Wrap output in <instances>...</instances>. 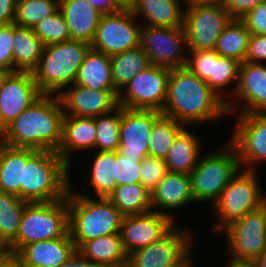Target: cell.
<instances>
[{
	"label": "cell",
	"mask_w": 266,
	"mask_h": 267,
	"mask_svg": "<svg viewBox=\"0 0 266 267\" xmlns=\"http://www.w3.org/2000/svg\"><path fill=\"white\" fill-rule=\"evenodd\" d=\"M152 210L147 213L123 216L120 236L126 254L146 247L164 236L173 226V214Z\"/></svg>",
	"instance_id": "17"
},
{
	"label": "cell",
	"mask_w": 266,
	"mask_h": 267,
	"mask_svg": "<svg viewBox=\"0 0 266 267\" xmlns=\"http://www.w3.org/2000/svg\"><path fill=\"white\" fill-rule=\"evenodd\" d=\"M93 7L103 13H113L119 11L122 7L115 0H87Z\"/></svg>",
	"instance_id": "49"
},
{
	"label": "cell",
	"mask_w": 266,
	"mask_h": 267,
	"mask_svg": "<svg viewBox=\"0 0 266 267\" xmlns=\"http://www.w3.org/2000/svg\"><path fill=\"white\" fill-rule=\"evenodd\" d=\"M13 23L0 25V72L13 73Z\"/></svg>",
	"instance_id": "43"
},
{
	"label": "cell",
	"mask_w": 266,
	"mask_h": 267,
	"mask_svg": "<svg viewBox=\"0 0 266 267\" xmlns=\"http://www.w3.org/2000/svg\"><path fill=\"white\" fill-rule=\"evenodd\" d=\"M17 0H0V25L15 22Z\"/></svg>",
	"instance_id": "47"
},
{
	"label": "cell",
	"mask_w": 266,
	"mask_h": 267,
	"mask_svg": "<svg viewBox=\"0 0 266 267\" xmlns=\"http://www.w3.org/2000/svg\"><path fill=\"white\" fill-rule=\"evenodd\" d=\"M70 167L55 152L37 150L23 164L21 199L27 203L51 202L67 197Z\"/></svg>",
	"instance_id": "4"
},
{
	"label": "cell",
	"mask_w": 266,
	"mask_h": 267,
	"mask_svg": "<svg viewBox=\"0 0 266 267\" xmlns=\"http://www.w3.org/2000/svg\"><path fill=\"white\" fill-rule=\"evenodd\" d=\"M196 135L184 128L164 158L168 172L190 174L197 165L201 144Z\"/></svg>",
	"instance_id": "28"
},
{
	"label": "cell",
	"mask_w": 266,
	"mask_h": 267,
	"mask_svg": "<svg viewBox=\"0 0 266 267\" xmlns=\"http://www.w3.org/2000/svg\"><path fill=\"white\" fill-rule=\"evenodd\" d=\"M8 146H10L8 141V129L0 119V152Z\"/></svg>",
	"instance_id": "50"
},
{
	"label": "cell",
	"mask_w": 266,
	"mask_h": 267,
	"mask_svg": "<svg viewBox=\"0 0 266 267\" xmlns=\"http://www.w3.org/2000/svg\"><path fill=\"white\" fill-rule=\"evenodd\" d=\"M186 126L173 118L161 115L153 124L149 143V155L164 159L177 135Z\"/></svg>",
	"instance_id": "37"
},
{
	"label": "cell",
	"mask_w": 266,
	"mask_h": 267,
	"mask_svg": "<svg viewBox=\"0 0 266 267\" xmlns=\"http://www.w3.org/2000/svg\"><path fill=\"white\" fill-rule=\"evenodd\" d=\"M99 267H132V265L130 264V262L128 260L118 263V264H111V265H103V266H99Z\"/></svg>",
	"instance_id": "55"
},
{
	"label": "cell",
	"mask_w": 266,
	"mask_h": 267,
	"mask_svg": "<svg viewBox=\"0 0 266 267\" xmlns=\"http://www.w3.org/2000/svg\"><path fill=\"white\" fill-rule=\"evenodd\" d=\"M110 60L113 84L118 93L135 75L151 65L148 55L141 46L114 54L110 56Z\"/></svg>",
	"instance_id": "31"
},
{
	"label": "cell",
	"mask_w": 266,
	"mask_h": 267,
	"mask_svg": "<svg viewBox=\"0 0 266 267\" xmlns=\"http://www.w3.org/2000/svg\"><path fill=\"white\" fill-rule=\"evenodd\" d=\"M189 55H192V57L191 59L189 57L187 58L185 67L201 80L205 81L216 95L226 103L228 114H233L234 111L237 112L234 103H230L231 101L225 99L221 91L222 88L225 89L224 87H228L229 83L231 84L233 81H237L235 90L233 91V95L235 94L241 63L235 59L220 56L215 49L190 51Z\"/></svg>",
	"instance_id": "15"
},
{
	"label": "cell",
	"mask_w": 266,
	"mask_h": 267,
	"mask_svg": "<svg viewBox=\"0 0 266 267\" xmlns=\"http://www.w3.org/2000/svg\"><path fill=\"white\" fill-rule=\"evenodd\" d=\"M243 169L238 171L213 203L219 220L213 227L214 231H223L226 226L247 212L264 205L265 196L259 186L256 171Z\"/></svg>",
	"instance_id": "8"
},
{
	"label": "cell",
	"mask_w": 266,
	"mask_h": 267,
	"mask_svg": "<svg viewBox=\"0 0 266 267\" xmlns=\"http://www.w3.org/2000/svg\"><path fill=\"white\" fill-rule=\"evenodd\" d=\"M0 267H26L15 255H10Z\"/></svg>",
	"instance_id": "52"
},
{
	"label": "cell",
	"mask_w": 266,
	"mask_h": 267,
	"mask_svg": "<svg viewBox=\"0 0 266 267\" xmlns=\"http://www.w3.org/2000/svg\"><path fill=\"white\" fill-rule=\"evenodd\" d=\"M251 32L239 19H233L222 31L217 40L215 51L220 55L244 62Z\"/></svg>",
	"instance_id": "34"
},
{
	"label": "cell",
	"mask_w": 266,
	"mask_h": 267,
	"mask_svg": "<svg viewBox=\"0 0 266 267\" xmlns=\"http://www.w3.org/2000/svg\"><path fill=\"white\" fill-rule=\"evenodd\" d=\"M135 20L129 8L104 13L91 48L112 56L140 46L142 27Z\"/></svg>",
	"instance_id": "13"
},
{
	"label": "cell",
	"mask_w": 266,
	"mask_h": 267,
	"mask_svg": "<svg viewBox=\"0 0 266 267\" xmlns=\"http://www.w3.org/2000/svg\"><path fill=\"white\" fill-rule=\"evenodd\" d=\"M252 34L266 35V1L240 19Z\"/></svg>",
	"instance_id": "44"
},
{
	"label": "cell",
	"mask_w": 266,
	"mask_h": 267,
	"mask_svg": "<svg viewBox=\"0 0 266 267\" xmlns=\"http://www.w3.org/2000/svg\"><path fill=\"white\" fill-rule=\"evenodd\" d=\"M33 31L44 45L71 40L68 26L60 9L36 24Z\"/></svg>",
	"instance_id": "40"
},
{
	"label": "cell",
	"mask_w": 266,
	"mask_h": 267,
	"mask_svg": "<svg viewBox=\"0 0 266 267\" xmlns=\"http://www.w3.org/2000/svg\"><path fill=\"white\" fill-rule=\"evenodd\" d=\"M236 97L246 102L239 114L266 112V66L261 63L242 62Z\"/></svg>",
	"instance_id": "22"
},
{
	"label": "cell",
	"mask_w": 266,
	"mask_h": 267,
	"mask_svg": "<svg viewBox=\"0 0 266 267\" xmlns=\"http://www.w3.org/2000/svg\"><path fill=\"white\" fill-rule=\"evenodd\" d=\"M116 90H92L73 84L59 95L65 116L96 118L118 107Z\"/></svg>",
	"instance_id": "20"
},
{
	"label": "cell",
	"mask_w": 266,
	"mask_h": 267,
	"mask_svg": "<svg viewBox=\"0 0 266 267\" xmlns=\"http://www.w3.org/2000/svg\"><path fill=\"white\" fill-rule=\"evenodd\" d=\"M232 250L229 263H253L266 250V206L247 212L224 229Z\"/></svg>",
	"instance_id": "10"
},
{
	"label": "cell",
	"mask_w": 266,
	"mask_h": 267,
	"mask_svg": "<svg viewBox=\"0 0 266 267\" xmlns=\"http://www.w3.org/2000/svg\"><path fill=\"white\" fill-rule=\"evenodd\" d=\"M121 107L95 118L97 138L95 148L98 151H117L120 145Z\"/></svg>",
	"instance_id": "39"
},
{
	"label": "cell",
	"mask_w": 266,
	"mask_h": 267,
	"mask_svg": "<svg viewBox=\"0 0 266 267\" xmlns=\"http://www.w3.org/2000/svg\"><path fill=\"white\" fill-rule=\"evenodd\" d=\"M264 205L266 206V196H265V199H264Z\"/></svg>",
	"instance_id": "58"
},
{
	"label": "cell",
	"mask_w": 266,
	"mask_h": 267,
	"mask_svg": "<svg viewBox=\"0 0 266 267\" xmlns=\"http://www.w3.org/2000/svg\"><path fill=\"white\" fill-rule=\"evenodd\" d=\"M64 116L58 95L42 94L7 127L9 145L57 152Z\"/></svg>",
	"instance_id": "2"
},
{
	"label": "cell",
	"mask_w": 266,
	"mask_h": 267,
	"mask_svg": "<svg viewBox=\"0 0 266 267\" xmlns=\"http://www.w3.org/2000/svg\"><path fill=\"white\" fill-rule=\"evenodd\" d=\"M96 138L95 118L64 116L62 141L56 153L71 166V154L95 149Z\"/></svg>",
	"instance_id": "24"
},
{
	"label": "cell",
	"mask_w": 266,
	"mask_h": 267,
	"mask_svg": "<svg viewBox=\"0 0 266 267\" xmlns=\"http://www.w3.org/2000/svg\"><path fill=\"white\" fill-rule=\"evenodd\" d=\"M67 201L68 228L76 250L91 239L120 233L123 215L108 198L96 200L70 187Z\"/></svg>",
	"instance_id": "3"
},
{
	"label": "cell",
	"mask_w": 266,
	"mask_h": 267,
	"mask_svg": "<svg viewBox=\"0 0 266 267\" xmlns=\"http://www.w3.org/2000/svg\"><path fill=\"white\" fill-rule=\"evenodd\" d=\"M186 6H198V5H220L223 0H185Z\"/></svg>",
	"instance_id": "51"
},
{
	"label": "cell",
	"mask_w": 266,
	"mask_h": 267,
	"mask_svg": "<svg viewBox=\"0 0 266 267\" xmlns=\"http://www.w3.org/2000/svg\"><path fill=\"white\" fill-rule=\"evenodd\" d=\"M68 228V201L26 203L16 239L9 245L11 255L24 246L63 237Z\"/></svg>",
	"instance_id": "6"
},
{
	"label": "cell",
	"mask_w": 266,
	"mask_h": 267,
	"mask_svg": "<svg viewBox=\"0 0 266 267\" xmlns=\"http://www.w3.org/2000/svg\"><path fill=\"white\" fill-rule=\"evenodd\" d=\"M11 255L9 246L0 238V264Z\"/></svg>",
	"instance_id": "53"
},
{
	"label": "cell",
	"mask_w": 266,
	"mask_h": 267,
	"mask_svg": "<svg viewBox=\"0 0 266 267\" xmlns=\"http://www.w3.org/2000/svg\"><path fill=\"white\" fill-rule=\"evenodd\" d=\"M90 48V43L80 40L44 45L38 66L32 71L42 94L59 95L67 86L74 84Z\"/></svg>",
	"instance_id": "5"
},
{
	"label": "cell",
	"mask_w": 266,
	"mask_h": 267,
	"mask_svg": "<svg viewBox=\"0 0 266 267\" xmlns=\"http://www.w3.org/2000/svg\"><path fill=\"white\" fill-rule=\"evenodd\" d=\"M171 70L150 65L135 75L118 95V106L162 112Z\"/></svg>",
	"instance_id": "11"
},
{
	"label": "cell",
	"mask_w": 266,
	"mask_h": 267,
	"mask_svg": "<svg viewBox=\"0 0 266 267\" xmlns=\"http://www.w3.org/2000/svg\"><path fill=\"white\" fill-rule=\"evenodd\" d=\"M59 9V0H17L15 24L33 29Z\"/></svg>",
	"instance_id": "38"
},
{
	"label": "cell",
	"mask_w": 266,
	"mask_h": 267,
	"mask_svg": "<svg viewBox=\"0 0 266 267\" xmlns=\"http://www.w3.org/2000/svg\"><path fill=\"white\" fill-rule=\"evenodd\" d=\"M36 151L31 148L8 146L0 152V192L21 198L23 164H26Z\"/></svg>",
	"instance_id": "29"
},
{
	"label": "cell",
	"mask_w": 266,
	"mask_h": 267,
	"mask_svg": "<svg viewBox=\"0 0 266 267\" xmlns=\"http://www.w3.org/2000/svg\"><path fill=\"white\" fill-rule=\"evenodd\" d=\"M98 266L118 264L127 260L120 233L100 236L84 242L77 249Z\"/></svg>",
	"instance_id": "32"
},
{
	"label": "cell",
	"mask_w": 266,
	"mask_h": 267,
	"mask_svg": "<svg viewBox=\"0 0 266 267\" xmlns=\"http://www.w3.org/2000/svg\"><path fill=\"white\" fill-rule=\"evenodd\" d=\"M175 228L159 240L128 254L132 267H193L191 259L192 233Z\"/></svg>",
	"instance_id": "9"
},
{
	"label": "cell",
	"mask_w": 266,
	"mask_h": 267,
	"mask_svg": "<svg viewBox=\"0 0 266 267\" xmlns=\"http://www.w3.org/2000/svg\"><path fill=\"white\" fill-rule=\"evenodd\" d=\"M266 60V35L251 34L244 62L260 63Z\"/></svg>",
	"instance_id": "45"
},
{
	"label": "cell",
	"mask_w": 266,
	"mask_h": 267,
	"mask_svg": "<svg viewBox=\"0 0 266 267\" xmlns=\"http://www.w3.org/2000/svg\"><path fill=\"white\" fill-rule=\"evenodd\" d=\"M182 5L179 0H133L128 8L136 18L143 15L145 26L181 27L185 15Z\"/></svg>",
	"instance_id": "25"
},
{
	"label": "cell",
	"mask_w": 266,
	"mask_h": 267,
	"mask_svg": "<svg viewBox=\"0 0 266 267\" xmlns=\"http://www.w3.org/2000/svg\"><path fill=\"white\" fill-rule=\"evenodd\" d=\"M195 202L190 176L183 173L167 172L158 186L151 192L152 209H178Z\"/></svg>",
	"instance_id": "26"
},
{
	"label": "cell",
	"mask_w": 266,
	"mask_h": 267,
	"mask_svg": "<svg viewBox=\"0 0 266 267\" xmlns=\"http://www.w3.org/2000/svg\"><path fill=\"white\" fill-rule=\"evenodd\" d=\"M44 44L33 29L13 23L14 72H32L42 56Z\"/></svg>",
	"instance_id": "30"
},
{
	"label": "cell",
	"mask_w": 266,
	"mask_h": 267,
	"mask_svg": "<svg viewBox=\"0 0 266 267\" xmlns=\"http://www.w3.org/2000/svg\"><path fill=\"white\" fill-rule=\"evenodd\" d=\"M76 250L69 231L60 238L24 246L15 256L26 267H59Z\"/></svg>",
	"instance_id": "21"
},
{
	"label": "cell",
	"mask_w": 266,
	"mask_h": 267,
	"mask_svg": "<svg viewBox=\"0 0 266 267\" xmlns=\"http://www.w3.org/2000/svg\"><path fill=\"white\" fill-rule=\"evenodd\" d=\"M266 0H223L222 6L228 11L233 19H242L257 5Z\"/></svg>",
	"instance_id": "46"
},
{
	"label": "cell",
	"mask_w": 266,
	"mask_h": 267,
	"mask_svg": "<svg viewBox=\"0 0 266 267\" xmlns=\"http://www.w3.org/2000/svg\"><path fill=\"white\" fill-rule=\"evenodd\" d=\"M229 141L246 170L256 171L255 163L266 161V112L240 114ZM254 164V165H253Z\"/></svg>",
	"instance_id": "16"
},
{
	"label": "cell",
	"mask_w": 266,
	"mask_h": 267,
	"mask_svg": "<svg viewBox=\"0 0 266 267\" xmlns=\"http://www.w3.org/2000/svg\"><path fill=\"white\" fill-rule=\"evenodd\" d=\"M42 95L32 72L4 73L0 77V119L8 127Z\"/></svg>",
	"instance_id": "18"
},
{
	"label": "cell",
	"mask_w": 266,
	"mask_h": 267,
	"mask_svg": "<svg viewBox=\"0 0 266 267\" xmlns=\"http://www.w3.org/2000/svg\"><path fill=\"white\" fill-rule=\"evenodd\" d=\"M122 8H128L133 0H115Z\"/></svg>",
	"instance_id": "57"
},
{
	"label": "cell",
	"mask_w": 266,
	"mask_h": 267,
	"mask_svg": "<svg viewBox=\"0 0 266 267\" xmlns=\"http://www.w3.org/2000/svg\"><path fill=\"white\" fill-rule=\"evenodd\" d=\"M161 115V112L154 110L121 107L120 145L117 152L130 158L148 156L153 124Z\"/></svg>",
	"instance_id": "19"
},
{
	"label": "cell",
	"mask_w": 266,
	"mask_h": 267,
	"mask_svg": "<svg viewBox=\"0 0 266 267\" xmlns=\"http://www.w3.org/2000/svg\"><path fill=\"white\" fill-rule=\"evenodd\" d=\"M168 172L164 159L146 156L141 161L140 183L152 192Z\"/></svg>",
	"instance_id": "41"
},
{
	"label": "cell",
	"mask_w": 266,
	"mask_h": 267,
	"mask_svg": "<svg viewBox=\"0 0 266 267\" xmlns=\"http://www.w3.org/2000/svg\"><path fill=\"white\" fill-rule=\"evenodd\" d=\"M107 198L123 216L143 214L153 210L151 192L141 183L116 186Z\"/></svg>",
	"instance_id": "33"
},
{
	"label": "cell",
	"mask_w": 266,
	"mask_h": 267,
	"mask_svg": "<svg viewBox=\"0 0 266 267\" xmlns=\"http://www.w3.org/2000/svg\"><path fill=\"white\" fill-rule=\"evenodd\" d=\"M140 46L148 55L151 65L168 69L186 66L187 48L184 26L151 27L141 25Z\"/></svg>",
	"instance_id": "14"
},
{
	"label": "cell",
	"mask_w": 266,
	"mask_h": 267,
	"mask_svg": "<svg viewBox=\"0 0 266 267\" xmlns=\"http://www.w3.org/2000/svg\"><path fill=\"white\" fill-rule=\"evenodd\" d=\"M233 20L220 5L187 6L184 28L189 51L215 49L219 35Z\"/></svg>",
	"instance_id": "12"
},
{
	"label": "cell",
	"mask_w": 266,
	"mask_h": 267,
	"mask_svg": "<svg viewBox=\"0 0 266 267\" xmlns=\"http://www.w3.org/2000/svg\"><path fill=\"white\" fill-rule=\"evenodd\" d=\"M254 267H266V250L252 263Z\"/></svg>",
	"instance_id": "54"
},
{
	"label": "cell",
	"mask_w": 266,
	"mask_h": 267,
	"mask_svg": "<svg viewBox=\"0 0 266 267\" xmlns=\"http://www.w3.org/2000/svg\"><path fill=\"white\" fill-rule=\"evenodd\" d=\"M143 158L124 157L115 151V177L117 186L140 183V167Z\"/></svg>",
	"instance_id": "42"
},
{
	"label": "cell",
	"mask_w": 266,
	"mask_h": 267,
	"mask_svg": "<svg viewBox=\"0 0 266 267\" xmlns=\"http://www.w3.org/2000/svg\"><path fill=\"white\" fill-rule=\"evenodd\" d=\"M59 267H99L93 263L90 259L84 257L78 250H75L73 254Z\"/></svg>",
	"instance_id": "48"
},
{
	"label": "cell",
	"mask_w": 266,
	"mask_h": 267,
	"mask_svg": "<svg viewBox=\"0 0 266 267\" xmlns=\"http://www.w3.org/2000/svg\"><path fill=\"white\" fill-rule=\"evenodd\" d=\"M26 203L16 195L0 192V238L8 246L17 237Z\"/></svg>",
	"instance_id": "36"
},
{
	"label": "cell",
	"mask_w": 266,
	"mask_h": 267,
	"mask_svg": "<svg viewBox=\"0 0 266 267\" xmlns=\"http://www.w3.org/2000/svg\"><path fill=\"white\" fill-rule=\"evenodd\" d=\"M89 178L97 197L107 198L117 186L115 177V152L97 151Z\"/></svg>",
	"instance_id": "35"
},
{
	"label": "cell",
	"mask_w": 266,
	"mask_h": 267,
	"mask_svg": "<svg viewBox=\"0 0 266 267\" xmlns=\"http://www.w3.org/2000/svg\"><path fill=\"white\" fill-rule=\"evenodd\" d=\"M74 84L92 90H115L110 56L90 48L79 68Z\"/></svg>",
	"instance_id": "27"
},
{
	"label": "cell",
	"mask_w": 266,
	"mask_h": 267,
	"mask_svg": "<svg viewBox=\"0 0 266 267\" xmlns=\"http://www.w3.org/2000/svg\"><path fill=\"white\" fill-rule=\"evenodd\" d=\"M227 267H254L251 263H228Z\"/></svg>",
	"instance_id": "56"
},
{
	"label": "cell",
	"mask_w": 266,
	"mask_h": 267,
	"mask_svg": "<svg viewBox=\"0 0 266 267\" xmlns=\"http://www.w3.org/2000/svg\"><path fill=\"white\" fill-rule=\"evenodd\" d=\"M161 114L186 126L229 115L226 103L186 67L171 69Z\"/></svg>",
	"instance_id": "1"
},
{
	"label": "cell",
	"mask_w": 266,
	"mask_h": 267,
	"mask_svg": "<svg viewBox=\"0 0 266 267\" xmlns=\"http://www.w3.org/2000/svg\"><path fill=\"white\" fill-rule=\"evenodd\" d=\"M59 9L65 18L71 40L91 44L104 13L87 0H59Z\"/></svg>",
	"instance_id": "23"
},
{
	"label": "cell",
	"mask_w": 266,
	"mask_h": 267,
	"mask_svg": "<svg viewBox=\"0 0 266 267\" xmlns=\"http://www.w3.org/2000/svg\"><path fill=\"white\" fill-rule=\"evenodd\" d=\"M228 149L207 154L197 161L189 174L195 202L214 203L232 178L241 170L236 149L229 142Z\"/></svg>",
	"instance_id": "7"
}]
</instances>
